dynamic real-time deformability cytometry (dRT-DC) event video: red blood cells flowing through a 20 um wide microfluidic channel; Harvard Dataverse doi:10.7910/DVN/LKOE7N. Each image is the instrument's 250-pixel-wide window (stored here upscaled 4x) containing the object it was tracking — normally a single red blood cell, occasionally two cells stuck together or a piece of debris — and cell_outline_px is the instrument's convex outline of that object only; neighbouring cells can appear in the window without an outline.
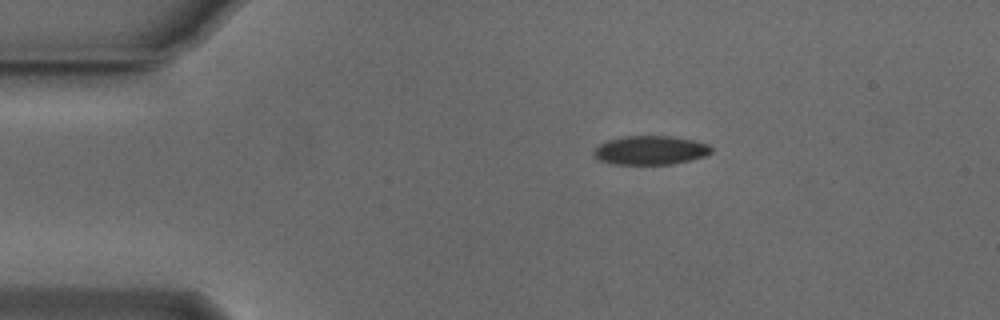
{"species": "Egyptian fruit bat (a non-hibernating species)", "species_latin": "Rousettus aegyptiacus", "temperature_condition": "cold", "stored_images_in_passage": 45, "camera_frame_rate_fps": 3000, "um_per_image_px": 0.085, "animal": {"sex": "male"}, "frame": {"image": 1, "passage_image": 1, "time_ms": 0.0, "image_size_px": [1000, 320], "cell_outline_px": [[712, 152], [704, 156], [672, 164], [612, 164], [600, 160], [592, 156], [592, 152], [600, 144], [608, 140], [624, 136], [672, 136], [692, 140], [708, 144], [712, 148]], "centroid_in_image_um": [55.25, 12.77], "position_along_channel_um": 29.7, "area_um2": 19.71}}
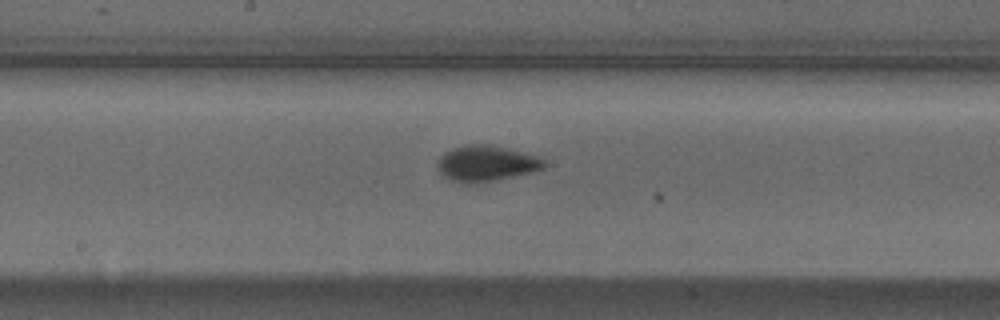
{"frame": {"image": 2, "passage_image": 19, "time_ms": 6.0, "image_size_px": [1000, 320], "cell_outline_px": [[548, 164], [544, 168], [532, 172], [492, 180], [468, 184], [460, 184], [444, 176], [436, 168], [436, 160], [444, 152], [452, 148], [464, 144], [488, 144], [544, 156]], "centroid_in_image_um": [41.34, 13.87], "position_along_channel_um": 206.9, "area_um2": 22.72}}
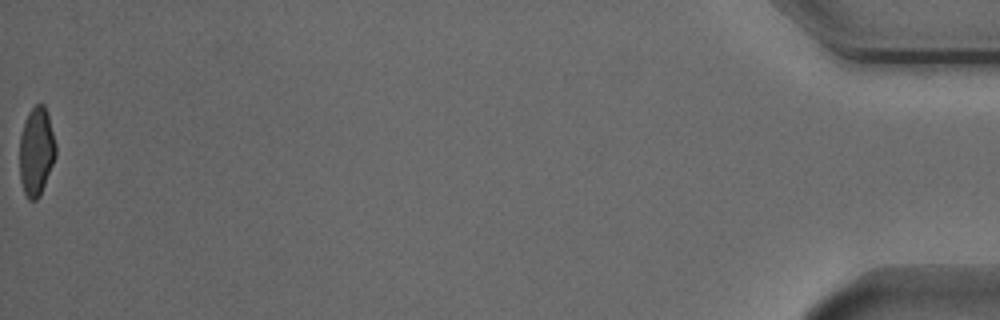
{"frame": {"image": 3, "passage_image": 45, "time_ms": 14.667, "image_size_px": [1000, 320], "cell_outline_px": [[56, 156], [40, 196], [36, 200], [28, 200], [24, 192], [20, 180], [20, 136], [28, 112], [36, 104], [44, 104], [48, 116], [56, 144]], "centroid_in_image_um": [3.09, 12.9], "position_along_channel_um": 432.1, "area_um2": 18.55}, "authors_computed_cell_mechanics": {"area_um2": 20.4612, "velocity_mm_per_s": 3.8222, "shape_relaxation_time_tau1_ms": 2.1209, "shape_relaxation_time_tau2_ms": 7.0087, "deformation_change_tau1": 0.1147, "deformation_change_tau2": 0.0634}}